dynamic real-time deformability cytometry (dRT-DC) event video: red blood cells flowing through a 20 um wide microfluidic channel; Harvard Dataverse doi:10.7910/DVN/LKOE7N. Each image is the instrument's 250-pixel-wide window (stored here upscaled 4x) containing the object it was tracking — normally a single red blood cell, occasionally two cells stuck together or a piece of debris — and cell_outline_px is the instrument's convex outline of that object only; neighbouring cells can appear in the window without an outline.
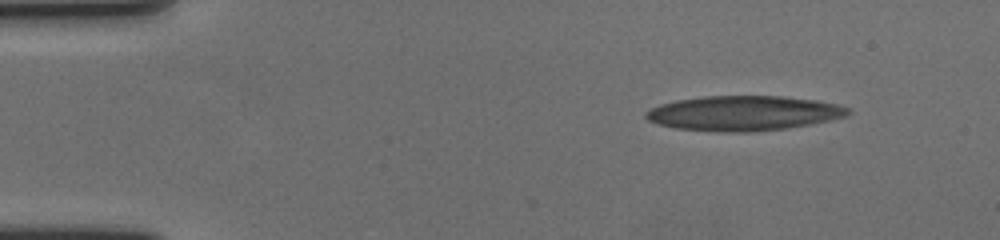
{"species": "human", "species_latin": "Homo sapiens", "temperature_condition": "cold", "stored_images_in_passage": 52, "camera_frame_rate_fps": 3000, "um_per_image_px": 0.085, "donor": {"sex": "female"}, "frame": {"image": 1, "passage_image": 1, "time_ms": 0.0, "image_size_px": [1000, 240], "cell_outline_px": [[852, 112], [848, 116], [832, 120], [788, 128], [752, 132], [716, 132], [676, 128], [656, 124], [648, 120], [644, 116], [644, 112], [660, 104], [676, 100], [704, 96], [784, 96], [816, 100], [836, 104], [848, 108]], "centroid_in_image_um": [63.2, 9.63], "position_along_channel_um": 21.8, "area_um2": 41.38}}
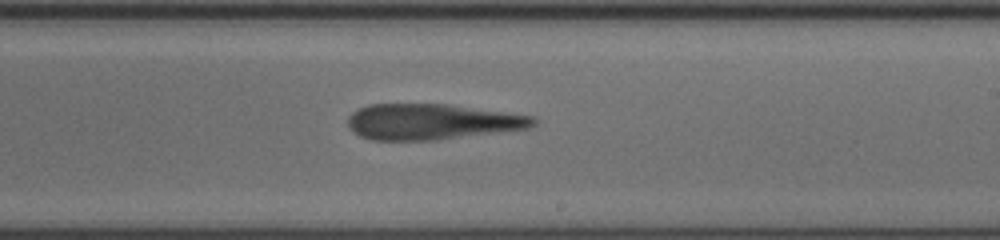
{"frame": {"image": 2, "passage_image": 29, "time_ms": 9.333, "image_size_px": [1000, 240], "cell_outline_px": [[540, 120], [536, 124], [528, 128], [436, 140], [372, 140], [360, 136], [352, 132], [348, 128], [348, 116], [356, 108], [368, 104], [448, 104], [536, 116]], "centroid_in_image_um": [36.69, 10.34], "position_along_channel_um": 252.3, "area_um2": 38.96}}
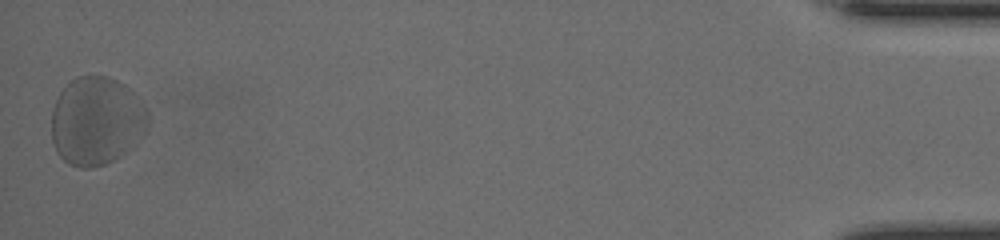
{"frame": {"image": 3, "passage_image": 52, "time_ms": 17.0, "image_size_px": [1000, 240], "cell_outline_px": [[148, 124], [144, 132], [120, 156], [104, 164], [88, 168], [80, 168], [68, 164], [56, 152], [52, 140], [52, 112], [56, 100], [60, 92], [68, 80], [76, 76], [108, 76], [124, 84], [136, 96], [148, 116]], "centroid_in_image_um": [8.14, 10.27], "position_along_channel_um": 427.1, "area_um2": 49.25}, "authors_computed_cell_mechanics": {"area_um2": 41.1247, "velocity_mm_per_s": 3.4949, "shape_relaxation_time_tau1_ms": 6.1002, "shape_relaxation_time_tau2_ms": 2.5333, "deformation_change_tau1": 0.1908, "deformation_change_tau2": 0.1131}}